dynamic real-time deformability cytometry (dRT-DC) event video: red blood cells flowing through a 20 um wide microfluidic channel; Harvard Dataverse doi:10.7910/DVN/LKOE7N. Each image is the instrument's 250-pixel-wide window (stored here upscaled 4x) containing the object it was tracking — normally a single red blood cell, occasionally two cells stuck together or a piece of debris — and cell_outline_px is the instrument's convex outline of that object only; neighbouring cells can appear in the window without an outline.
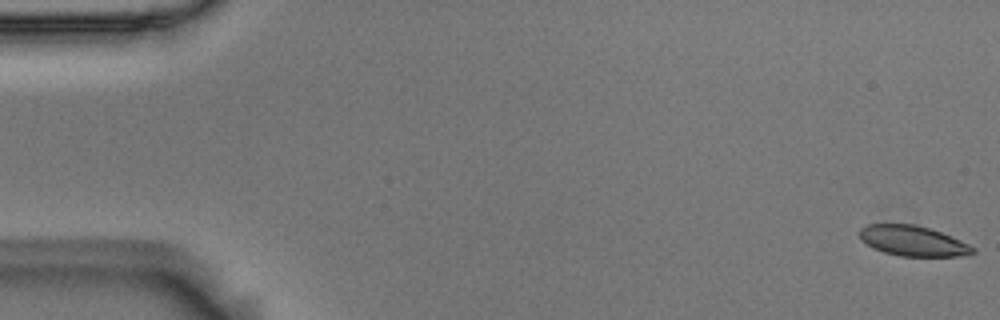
{"species": "Egyptian fruit bat (a non-hibernating species)", "species_latin": "Rousettus aegyptiacus", "temperature_condition": "room temperature", "stored_images_in_passage": 17, "camera_frame_rate_fps": 3000, "um_per_image_px": 0.085, "animal": {"sex": "male"}, "frame": {"image": 1, "passage_image": 1, "time_ms": 0.0, "image_size_px": [1000, 320], "cell_outline_px": [[976, 252], [960, 256], [900, 256], [884, 252], [872, 248], [860, 240], [856, 232], [860, 228], [868, 224], [916, 224], [940, 232], [960, 240], [976, 248]], "centroid_in_image_um": [77.53, 20.47], "position_along_channel_um": 7.5, "area_um2": 20.11}}